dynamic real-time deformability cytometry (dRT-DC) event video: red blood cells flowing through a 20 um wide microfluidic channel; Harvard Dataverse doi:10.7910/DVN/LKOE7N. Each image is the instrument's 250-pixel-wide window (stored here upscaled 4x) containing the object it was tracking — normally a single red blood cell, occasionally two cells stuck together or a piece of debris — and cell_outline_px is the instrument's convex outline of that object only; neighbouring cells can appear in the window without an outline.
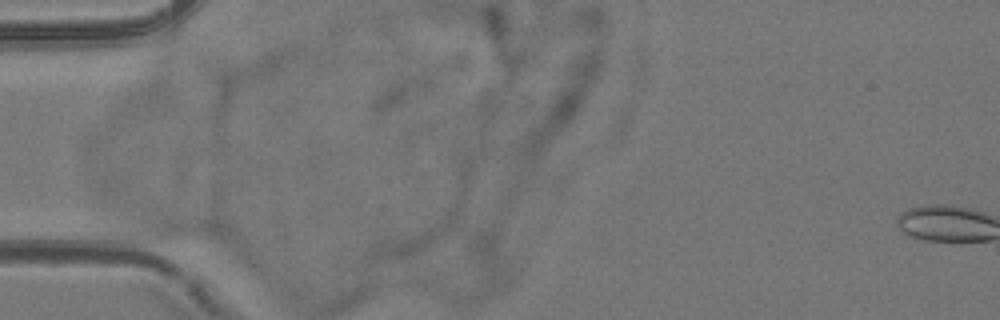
{"species": "common noctule bat (a hibernating species)", "species_latin": "Nyctalus noctula", "temperature_condition": "room temperature", "stored_images_in_passage": 3, "camera_frame_rate_fps": 3000, "um_per_image_px": 0.085, "animal": {"sex": "female", "body_mass_g": 24.6, "forearm_length_mm": 56.2}, "frame": {"image": 1, "passage_image": 1, "time_ms": 0.0, "image_size_px": [1000, 320], "cell_outline_px": [[224, 240], [160, 240], [144, 236], [108, 224], [104, 220], [100, 208], [144, 208], [216, 220], [224, 236]], "centroid_in_image_um": [13.85, 19.07], "position_along_channel_um": 71.2, "area_um2": 20.29}}